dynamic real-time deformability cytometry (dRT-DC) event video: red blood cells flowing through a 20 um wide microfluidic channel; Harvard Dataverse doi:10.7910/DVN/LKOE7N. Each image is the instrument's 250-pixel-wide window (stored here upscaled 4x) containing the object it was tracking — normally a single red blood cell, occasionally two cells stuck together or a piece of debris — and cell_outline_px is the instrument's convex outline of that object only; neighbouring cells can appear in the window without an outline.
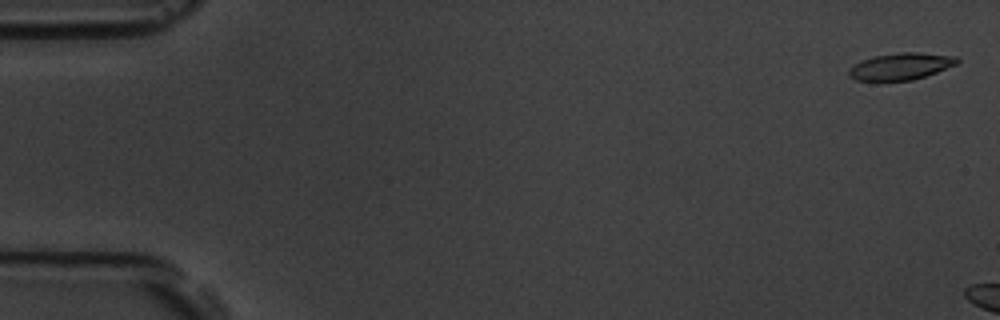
{"species": "common noctule bat (a hibernating species)", "species_latin": "Nyctalus noctula", "temperature_condition": "room temperature", "stored_images_in_passage": 3, "camera_frame_rate_fps": 3000, "um_per_image_px": 0.085, "animal": {"sex": "male", "body_mass_g": 19.5, "forearm_length_mm": 54.6}, "frame": {"image": 1, "passage_image": 1, "time_ms": 0.0, "image_size_px": [1000, 320], "cell_outline_px": [[960, 60], [956, 64], [936, 72], [912, 80], [856, 80], [848, 76], [848, 68], [864, 60], [876, 56], [900, 52], [920, 52], [956, 56]], "centroid_in_image_um": [76.58, 5.63], "position_along_channel_um": 8.4, "area_um2": 16.65}}